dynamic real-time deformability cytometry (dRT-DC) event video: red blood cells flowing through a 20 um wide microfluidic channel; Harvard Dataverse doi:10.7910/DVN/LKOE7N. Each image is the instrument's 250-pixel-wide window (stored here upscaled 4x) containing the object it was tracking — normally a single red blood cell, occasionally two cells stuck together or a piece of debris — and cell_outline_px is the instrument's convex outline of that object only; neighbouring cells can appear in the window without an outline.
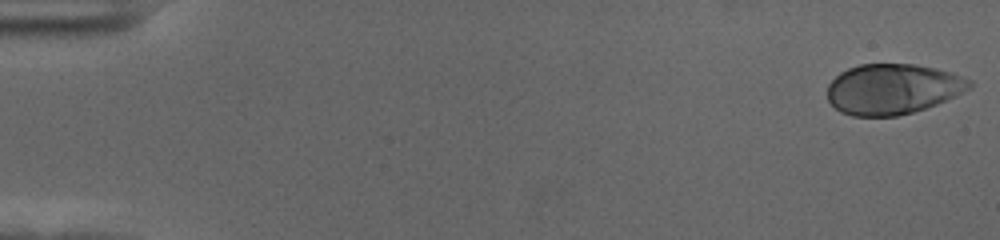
{"species": "human", "species_latin": "Homo sapiens", "temperature_condition": "cold", "stored_images_in_passage": 54, "camera_frame_rate_fps": 3000, "um_per_image_px": 0.085, "donor": {"sex": "female"}, "frame": {"image": 1, "passage_image": 1, "time_ms": 0.0, "image_size_px": [1000, 240], "cell_outline_px": [[972, 88], [956, 96], [936, 104], [912, 112], [896, 116], [852, 116], [840, 112], [828, 100], [828, 84], [840, 72], [848, 68], [860, 64], [916, 64], [936, 68], [952, 72], [972, 80]], "centroid_in_image_um": [75.9, 7.56], "position_along_channel_um": 9.1, "area_um2": 41.91}}
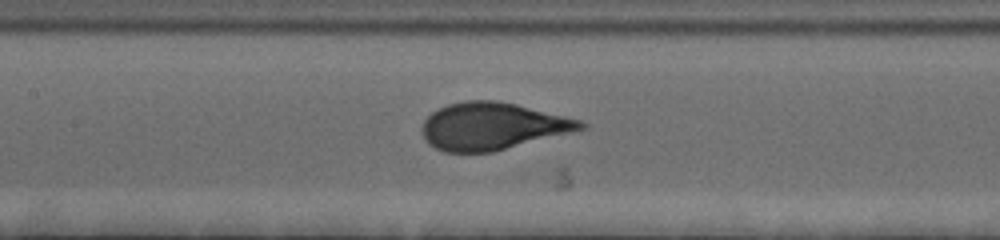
{"frame": {"image": 2, "passage_image": 27, "time_ms": 8.667, "image_size_px": [1000, 240], "cell_outline_px": [[588, 128], [492, 152], [444, 152], [428, 144], [420, 128], [424, 120], [432, 112], [448, 104], [468, 100], [496, 100], [516, 104], [580, 120], [588, 124]], "centroid_in_image_um": [41.84, 10.73], "position_along_channel_um": 165.6, "area_um2": 43.47}}
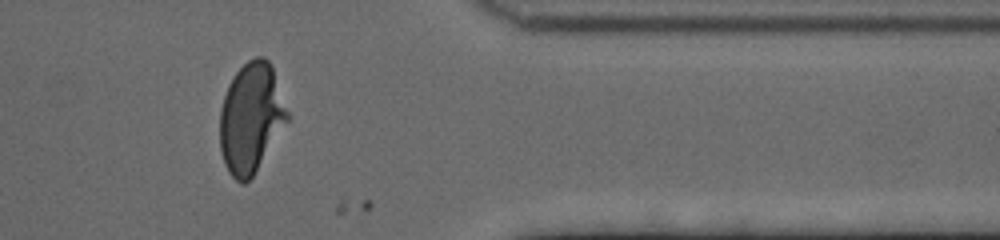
{"frame": {"image": 3, "passage_image": 47, "time_ms": 15.333, "image_size_px": [1000, 240], "cell_outline_px": [[288, 120], [252, 176], [244, 184], [240, 184], [228, 172], [224, 164], [220, 152], [220, 108], [228, 84], [236, 72], [248, 60], [256, 56], [264, 56], [268, 60], [272, 68], [288, 112]], "centroid_in_image_um": [21.3, 10.03], "position_along_channel_um": 390.1, "area_um2": 42.77}}